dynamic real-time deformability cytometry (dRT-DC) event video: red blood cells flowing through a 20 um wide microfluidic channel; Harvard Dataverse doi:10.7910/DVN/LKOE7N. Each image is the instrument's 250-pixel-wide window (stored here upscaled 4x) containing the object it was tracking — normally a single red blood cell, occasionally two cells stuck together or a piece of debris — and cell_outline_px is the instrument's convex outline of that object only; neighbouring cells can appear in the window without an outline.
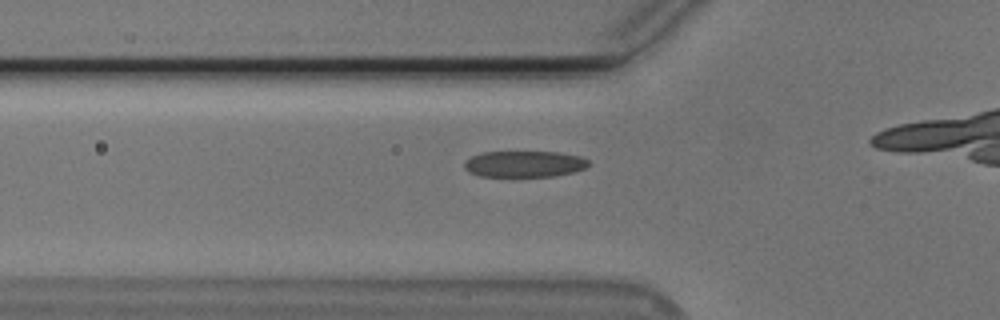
{"species": "Egyptian fruit bat (a non-hibernating species)", "species_latin": "Rousettus aegyptiacus", "temperature_condition": "cold", "stored_images_in_passage": 18, "camera_frame_rate_fps": 3000, "um_per_image_px": 0.085, "animal": {"sex": "male"}, "frame": {"image": 1, "passage_image": 13, "time_ms": 4.0, "image_size_px": [1000, 320], "cell_outline_px": [[588, 164], [584, 168], [572, 172], [552, 176], [480, 176], [468, 172], [464, 168], [464, 160], [472, 156], [484, 152], [560, 152], [580, 156], [588, 160]], "centroid_in_image_um": [44.52, 13.93], "position_along_channel_um": 81.3, "area_um2": 18.9}}
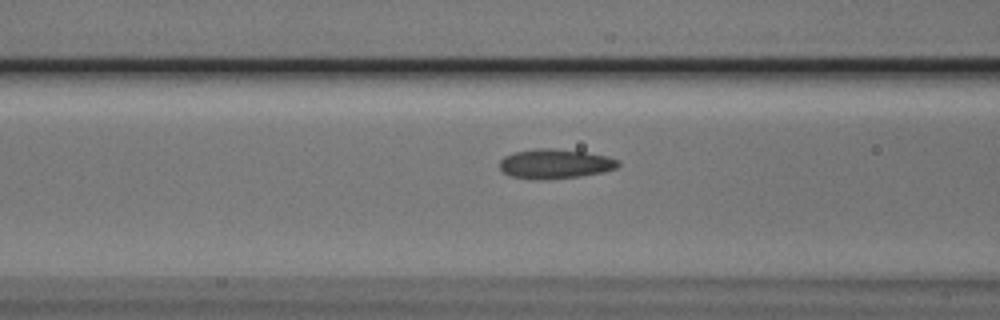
{"frame": {"image": 2, "passage_image": 16, "time_ms": 5.0, "image_size_px": [1000, 320], "cell_outline_px": [[620, 164], [616, 168], [600, 172], [580, 176], [512, 176], [504, 172], [500, 168], [500, 160], [504, 156], [512, 152], [536, 148], [556, 148], [584, 152], [608, 156], [620, 160]], "centroid_in_image_um": [47.22, 13.85], "position_along_channel_um": 119.4, "area_um2": 19.42}}